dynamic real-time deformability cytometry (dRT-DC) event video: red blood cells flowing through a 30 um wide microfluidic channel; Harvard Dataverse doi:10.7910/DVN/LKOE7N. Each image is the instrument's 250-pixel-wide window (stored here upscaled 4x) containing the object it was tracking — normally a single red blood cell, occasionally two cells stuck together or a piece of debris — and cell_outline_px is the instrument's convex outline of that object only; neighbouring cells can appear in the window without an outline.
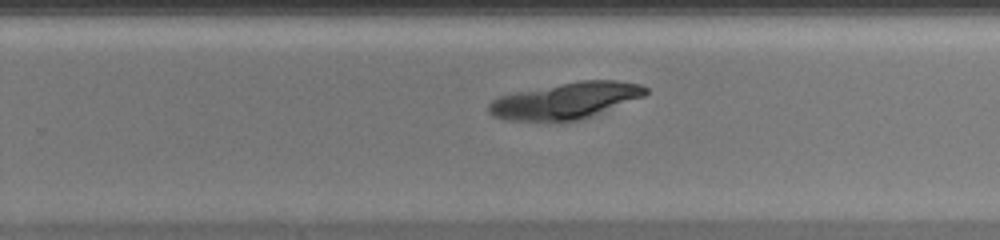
{"species": "common noctule bat (a hibernating species)", "species_latin": "Nyctalus noctula", "temperature_condition": "warm", "stored_images_in_passage": 43, "camera_frame_rate_fps": 3000, "um_per_image_px": 0.085, "animal": {"sex": "female", "body_mass_g": 20.0, "forearm_length_mm": 54.0}, "frame": {"image": 1, "passage_image": 22, "time_ms": 7.0, "image_size_px": [1000, 240], "cell_outline_px": [[648, 92], [644, 96], [592, 116], [580, 120], [504, 120], [492, 116], [488, 112], [488, 104], [492, 100], [500, 96], [516, 92], [580, 80], [616, 80], [640, 84], [648, 88]], "centroid_in_image_um": [48.09, 8.55], "position_along_channel_um": 281.7, "area_um2": 32.95}}
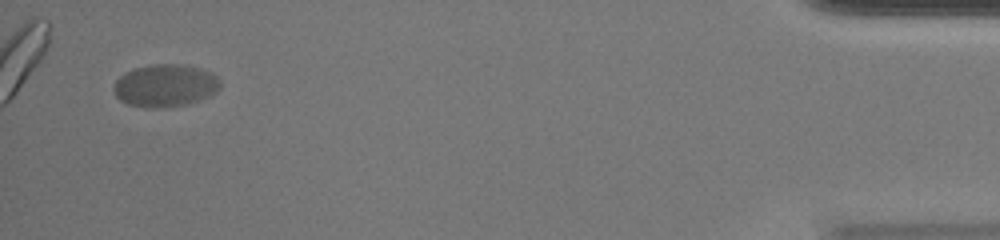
{"frame": {"image": 2, "passage_image": 41, "time_ms": 13.333, "image_size_px": [1000, 240], "cell_outline_px": [[220, 88], [216, 92], [200, 100], [184, 104], [164, 108], [148, 108], [128, 104], [120, 100], [116, 96], [112, 88], [116, 80], [124, 72], [132, 68], [152, 64], [180, 64], [212, 72], [220, 80]], "centroid_in_image_um": [14.01, 7.27], "position_along_channel_um": 421.2, "area_um2": 26.53}}